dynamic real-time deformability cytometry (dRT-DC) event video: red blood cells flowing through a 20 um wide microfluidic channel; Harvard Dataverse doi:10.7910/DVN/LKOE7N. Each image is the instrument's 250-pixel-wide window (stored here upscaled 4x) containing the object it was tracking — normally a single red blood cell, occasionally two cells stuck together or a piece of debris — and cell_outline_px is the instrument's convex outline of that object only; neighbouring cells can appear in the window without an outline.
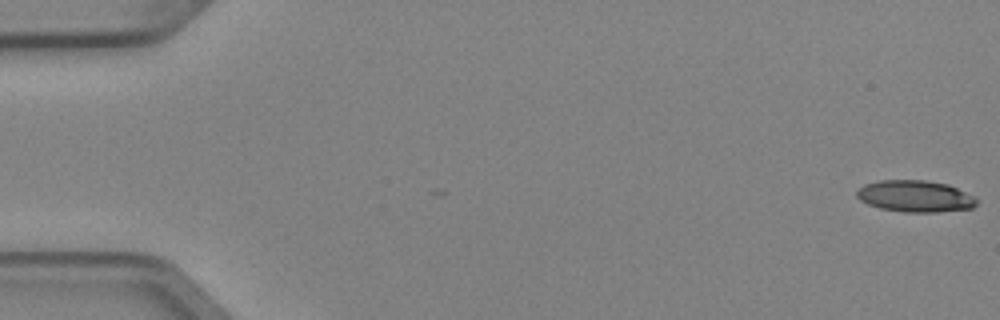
{"species": "Egyptian fruit bat (a non-hibernating species)", "species_latin": "Rousettus aegyptiacus", "temperature_condition": "cold", "stored_images_in_passage": 5, "camera_frame_rate_fps": 3000, "um_per_image_px": 0.085, "animal": {"sex": "female"}, "frame": {"image": 1, "passage_image": 1, "time_ms": 0.0, "image_size_px": [1000, 320], "cell_outline_px": [[980, 200], [972, 208], [936, 212], [904, 212], [880, 208], [868, 204], [860, 200], [856, 196], [856, 192], [864, 184], [880, 180], [924, 180], [948, 184], [976, 196]], "centroid_in_image_um": [77.82, 16.67], "position_along_channel_um": 7.2, "area_um2": 22.25}}
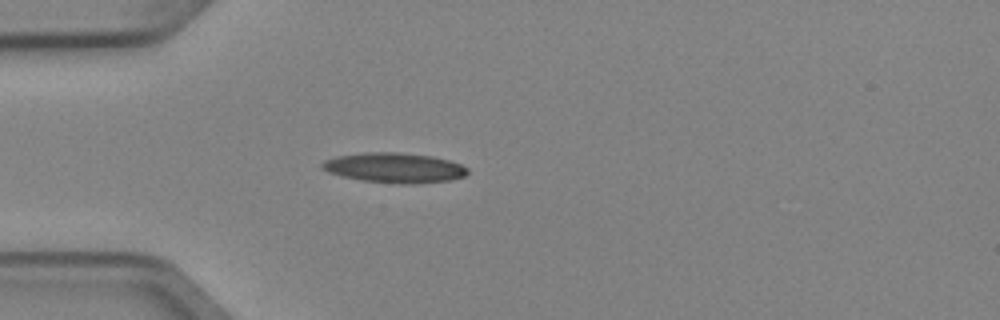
{"frame": {"image": 2, "passage_image": 5, "time_ms": 1.333, "image_size_px": [1000, 320], "cell_outline_px": [[468, 172], [464, 176], [452, 180], [416, 184], [400, 184], [364, 180], [344, 176], [328, 172], [320, 168], [320, 164], [324, 160], [336, 156], [364, 152], [396, 152], [432, 156], [448, 160], [460, 164], [468, 168]], "centroid_in_image_um": [33.52, 14.26], "position_along_channel_um": 51.5, "area_um2": 25.43}}